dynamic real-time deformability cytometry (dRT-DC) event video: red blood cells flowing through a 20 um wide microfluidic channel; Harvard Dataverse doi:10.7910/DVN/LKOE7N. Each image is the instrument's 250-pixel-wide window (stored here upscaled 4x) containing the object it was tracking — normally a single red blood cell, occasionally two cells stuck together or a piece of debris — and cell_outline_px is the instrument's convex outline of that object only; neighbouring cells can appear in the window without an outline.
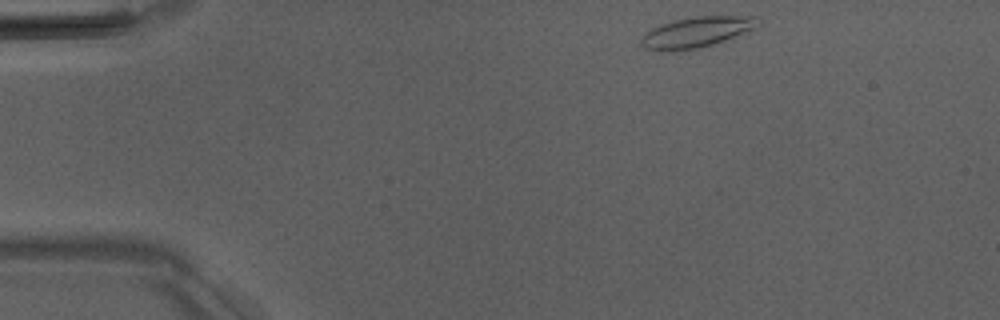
{"species": "Egyptian fruit bat (a non-hibernating species)", "species_latin": "Rousettus aegyptiacus", "temperature_condition": "room temperature", "stored_images_in_passage": 45, "camera_frame_rate_fps": 3000, "um_per_image_px": 0.085, "animal": {"sex": "male"}, "frame": {"image": 1, "passage_image": 1, "time_ms": 0.0, "image_size_px": [1000, 320], "cell_outline_px": [[760, 20], [752, 28], [724, 40], [700, 48], [676, 52], [660, 52], [644, 48], [640, 44], [640, 40], [652, 28], [660, 24], [676, 20], [696, 16], [756, 16]], "centroid_in_image_um": [59.11, 2.76], "position_along_channel_um": 25.9, "area_um2": 20.63}}
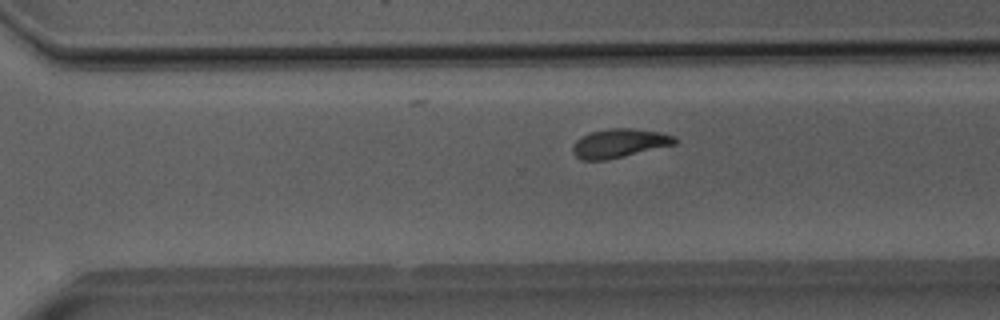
{"frame": {"image": 2, "passage_image": 29, "time_ms": 9.333, "image_size_px": [1000, 320], "cell_outline_px": [[676, 144], [608, 160], [580, 160], [572, 152], [572, 144], [580, 136], [592, 132], [608, 128], [632, 128], [660, 132], [676, 136]], "centroid_in_image_um": [52.62, 12.18], "position_along_channel_um": 318.0, "area_um2": 17.34}}
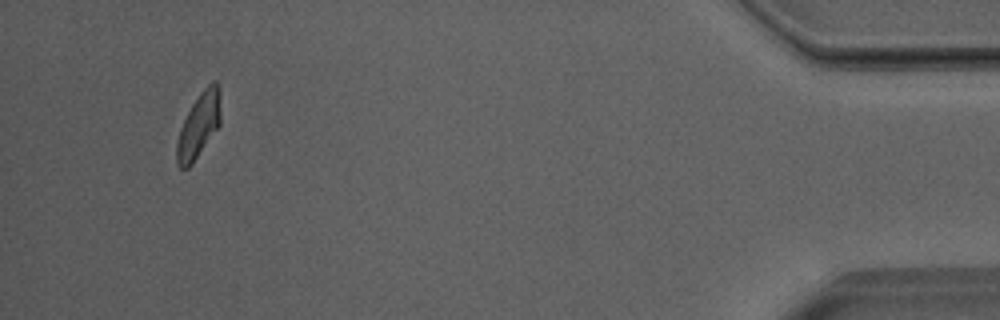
{"frame": {"image": 3, "passage_image": 42, "time_ms": 13.667, "image_size_px": [1000, 320], "cell_outline_px": [[220, 124], [192, 164], [188, 168], [180, 168], [176, 164], [176, 144], [180, 128], [192, 104], [200, 92], [212, 80], [216, 80], [220, 88]], "centroid_in_image_um": [16.9, 10.64], "position_along_channel_um": 418.3, "area_um2": 16.59}, "authors_computed_cell_mechanics": {"area_um2": 17.34, "velocity_mm_per_s": 3.9815, "shape_relaxation_time_tau1_ms": 7.995, "shape_relaxation_time_tau2_ms": 3.2498, "deformation_change_tau1": 0.1838, "deformation_change_tau2": 0.1037}}